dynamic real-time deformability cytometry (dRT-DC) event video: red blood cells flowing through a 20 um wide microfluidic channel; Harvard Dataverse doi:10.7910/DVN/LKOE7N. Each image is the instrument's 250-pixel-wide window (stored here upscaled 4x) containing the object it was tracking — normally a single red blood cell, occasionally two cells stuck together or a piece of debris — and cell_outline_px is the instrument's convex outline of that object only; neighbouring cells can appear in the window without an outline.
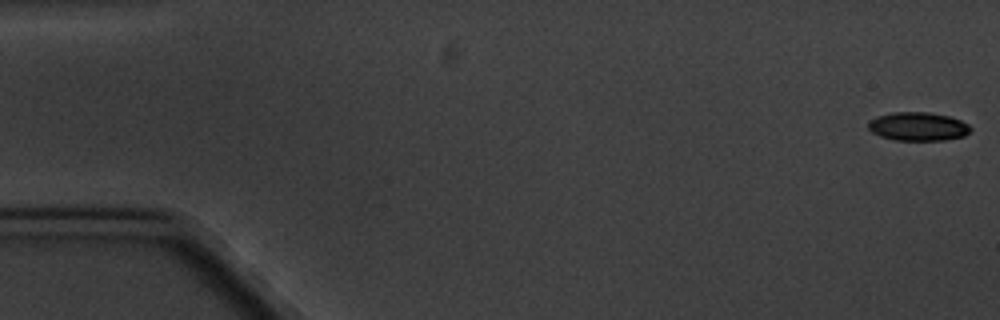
{"species": "common noctule bat (a hibernating species)", "species_latin": "Nyctalus noctula", "temperature_condition": "cold", "stored_images_in_passage": 4, "camera_frame_rate_fps": 3000, "um_per_image_px": 0.085, "animal": {"sex": "male", "body_mass_g": 20.1, "forearm_length_mm": 53.5}, "frame": {"image": 1, "passage_image": 1, "time_ms": 0.0, "image_size_px": [1000, 320], "cell_outline_px": [[972, 128], [964, 136], [944, 140], [896, 140], [880, 136], [872, 132], [868, 128], [868, 120], [892, 112], [928, 112], [948, 116], [960, 120], [968, 124]], "centroid_in_image_um": [78.02, 10.75], "position_along_channel_um": 7.0, "area_um2": 16.94}}